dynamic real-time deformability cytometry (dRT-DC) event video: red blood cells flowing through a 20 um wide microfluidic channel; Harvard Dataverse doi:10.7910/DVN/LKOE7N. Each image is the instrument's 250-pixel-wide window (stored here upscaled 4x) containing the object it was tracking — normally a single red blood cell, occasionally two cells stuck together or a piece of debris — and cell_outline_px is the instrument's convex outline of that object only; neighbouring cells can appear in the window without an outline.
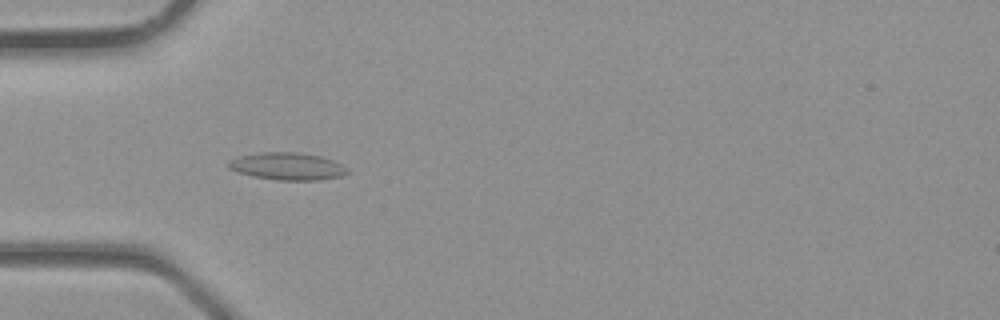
{"species": "common noctule bat (a hibernating species)", "species_latin": "Nyctalus noctula", "temperature_condition": "room temperature", "stored_images_in_passage": 4, "camera_frame_rate_fps": 3000, "um_per_image_px": 0.085, "animal": {"sex": "male", "body_mass_g": 23.1, "forearm_length_mm": 52.7}, "frame": {"image": 1, "passage_image": 4, "time_ms": 1.0, "image_size_px": [1000, 320], "cell_outline_px": [[348, 172], [340, 176], [320, 180], [276, 180], [252, 176], [236, 172], [228, 168], [228, 160], [240, 156], [260, 152], [300, 152], [320, 156], [332, 160], [348, 168]], "centroid_in_image_um": [24.39, 14.13], "position_along_channel_um": 60.6, "area_um2": 19.02}}